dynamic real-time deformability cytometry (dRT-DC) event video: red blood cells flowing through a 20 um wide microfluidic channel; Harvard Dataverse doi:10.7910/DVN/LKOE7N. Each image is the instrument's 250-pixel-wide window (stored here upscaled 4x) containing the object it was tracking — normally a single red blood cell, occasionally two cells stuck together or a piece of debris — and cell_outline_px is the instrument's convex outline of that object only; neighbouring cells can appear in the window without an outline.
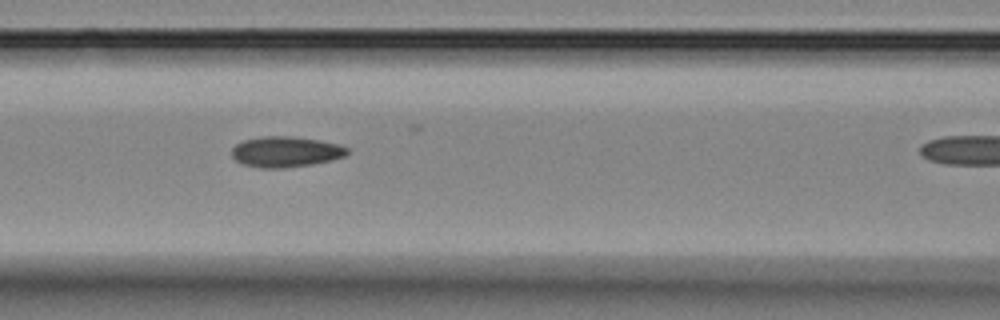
{"species": "Egyptian fruit bat (a non-hibernating species)", "species_latin": "Rousettus aegyptiacus", "temperature_condition": "room temperature", "stored_images_in_passage": 14, "camera_frame_rate_fps": 3000, "um_per_image_px": 0.085, "animal": {"sex": "female"}, "frame": {"image": 1, "passage_image": 5, "time_ms": 4.333, "image_size_px": [1000, 320], "cell_outline_px": [[348, 152], [344, 156], [332, 160], [312, 164], [280, 168], [260, 168], [240, 164], [232, 156], [232, 148], [236, 144], [244, 140], [260, 136], [292, 136], [320, 140], [340, 144], [348, 148]], "centroid_in_image_um": [24.27, 12.89], "position_along_channel_um": 142.3, "area_um2": 20.75}}
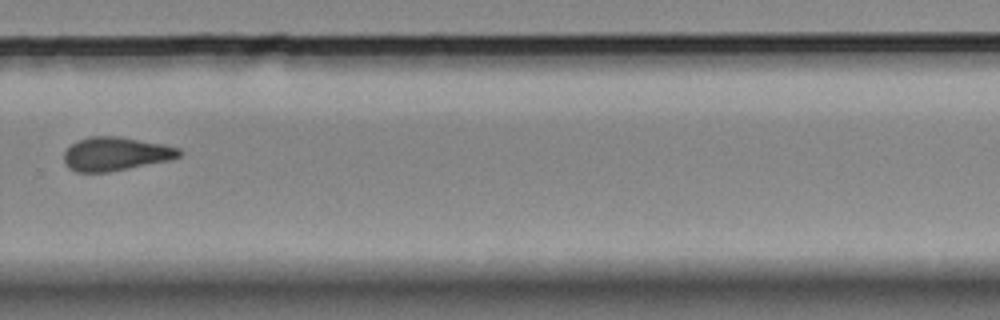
{"frame": {"image": 2, "passage_image": 10, "time_ms": 11.0, "image_size_px": [1000, 320], "cell_outline_px": [[184, 152], [180, 156], [168, 160], [108, 172], [76, 172], [68, 168], [64, 164], [64, 152], [72, 144], [88, 136], [116, 136], [164, 144], [180, 148]], "centroid_in_image_um": [9.82, 13.08], "position_along_channel_um": 320.0, "area_um2": 22.48}}
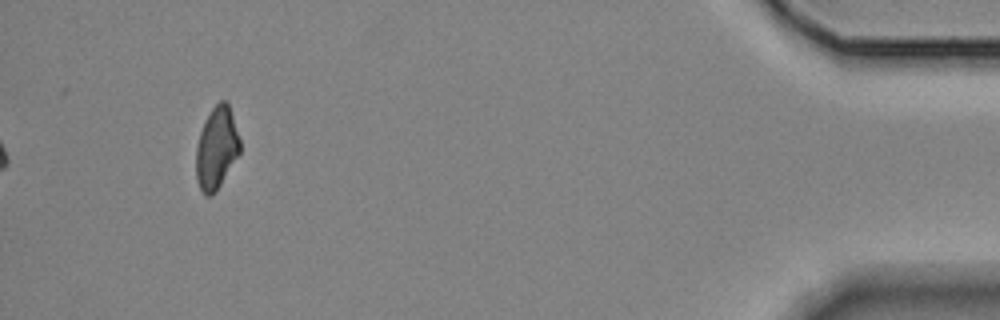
{"frame": {"image": 3, "passage_image": 14, "time_ms": 15.667, "image_size_px": [1000, 320], "cell_outline_px": [[240, 152], [216, 192], [212, 196], [204, 196], [196, 180], [196, 148], [200, 132], [204, 120], [212, 108], [220, 100], [224, 100], [228, 104], [240, 140]], "centroid_in_image_um": [18.38, 12.62], "position_along_channel_um": 416.8, "area_um2": 20.92}, "authors_computed_cell_mechanics": {"area_um2": 20.8369, "velocity_mm_per_s": 3.5497, "shape_relaxation_time_tau1_ms": null, "shape_relaxation_time_tau2_ms": 5.6741, "deformation_change_tau1": null, "deformation_change_tau2": 0.0985}}